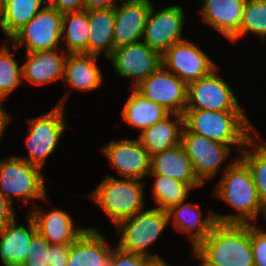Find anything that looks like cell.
<instances>
[{
    "label": "cell",
    "mask_w": 266,
    "mask_h": 266,
    "mask_svg": "<svg viewBox=\"0 0 266 266\" xmlns=\"http://www.w3.org/2000/svg\"><path fill=\"white\" fill-rule=\"evenodd\" d=\"M47 2L62 13L84 10V0H49Z\"/></svg>",
    "instance_id": "f35d334b"
},
{
    "label": "cell",
    "mask_w": 266,
    "mask_h": 266,
    "mask_svg": "<svg viewBox=\"0 0 266 266\" xmlns=\"http://www.w3.org/2000/svg\"><path fill=\"white\" fill-rule=\"evenodd\" d=\"M214 195L236 209L235 215L215 213L219 223L252 224L259 213L266 219V206L261 202L247 165L237 157L224 169V173L216 184Z\"/></svg>",
    "instance_id": "6da1fadb"
},
{
    "label": "cell",
    "mask_w": 266,
    "mask_h": 266,
    "mask_svg": "<svg viewBox=\"0 0 266 266\" xmlns=\"http://www.w3.org/2000/svg\"><path fill=\"white\" fill-rule=\"evenodd\" d=\"M193 255L203 266H254L250 224L217 222Z\"/></svg>",
    "instance_id": "7a4b0ae2"
},
{
    "label": "cell",
    "mask_w": 266,
    "mask_h": 266,
    "mask_svg": "<svg viewBox=\"0 0 266 266\" xmlns=\"http://www.w3.org/2000/svg\"><path fill=\"white\" fill-rule=\"evenodd\" d=\"M254 266H266V230L250 224Z\"/></svg>",
    "instance_id": "e575fe53"
},
{
    "label": "cell",
    "mask_w": 266,
    "mask_h": 266,
    "mask_svg": "<svg viewBox=\"0 0 266 266\" xmlns=\"http://www.w3.org/2000/svg\"><path fill=\"white\" fill-rule=\"evenodd\" d=\"M28 229L17 226L16 219L0 229V258L4 266H21L25 261L32 236L37 232L33 218L28 215Z\"/></svg>",
    "instance_id": "7402d4cb"
},
{
    "label": "cell",
    "mask_w": 266,
    "mask_h": 266,
    "mask_svg": "<svg viewBox=\"0 0 266 266\" xmlns=\"http://www.w3.org/2000/svg\"><path fill=\"white\" fill-rule=\"evenodd\" d=\"M169 221L173 217L174 228L180 233H189L192 250L196 248L211 232L217 223L215 212L210 211L208 216L201 218L202 211L192 203L181 202L167 210ZM195 230V231H194Z\"/></svg>",
    "instance_id": "ffe728a7"
},
{
    "label": "cell",
    "mask_w": 266,
    "mask_h": 266,
    "mask_svg": "<svg viewBox=\"0 0 266 266\" xmlns=\"http://www.w3.org/2000/svg\"><path fill=\"white\" fill-rule=\"evenodd\" d=\"M145 257L140 254L123 252L115 246L110 256L109 266H142Z\"/></svg>",
    "instance_id": "d590c367"
},
{
    "label": "cell",
    "mask_w": 266,
    "mask_h": 266,
    "mask_svg": "<svg viewBox=\"0 0 266 266\" xmlns=\"http://www.w3.org/2000/svg\"><path fill=\"white\" fill-rule=\"evenodd\" d=\"M132 94L127 99L121 116L123 120L140 132L165 118L170 112L162 105L145 99L133 88Z\"/></svg>",
    "instance_id": "4316f807"
},
{
    "label": "cell",
    "mask_w": 266,
    "mask_h": 266,
    "mask_svg": "<svg viewBox=\"0 0 266 266\" xmlns=\"http://www.w3.org/2000/svg\"><path fill=\"white\" fill-rule=\"evenodd\" d=\"M171 115L173 119L170 120ZM183 128V115L169 113L156 124L142 130L137 138L149 155L152 156L181 143Z\"/></svg>",
    "instance_id": "cb8c5ba5"
},
{
    "label": "cell",
    "mask_w": 266,
    "mask_h": 266,
    "mask_svg": "<svg viewBox=\"0 0 266 266\" xmlns=\"http://www.w3.org/2000/svg\"><path fill=\"white\" fill-rule=\"evenodd\" d=\"M248 33L266 40V0H246L240 32L231 42H237Z\"/></svg>",
    "instance_id": "1f68e13d"
},
{
    "label": "cell",
    "mask_w": 266,
    "mask_h": 266,
    "mask_svg": "<svg viewBox=\"0 0 266 266\" xmlns=\"http://www.w3.org/2000/svg\"><path fill=\"white\" fill-rule=\"evenodd\" d=\"M168 223L167 211L158 207L143 209L114 226L121 233L116 247L126 253L155 256L149 254L146 248L156 241Z\"/></svg>",
    "instance_id": "8992f818"
},
{
    "label": "cell",
    "mask_w": 266,
    "mask_h": 266,
    "mask_svg": "<svg viewBox=\"0 0 266 266\" xmlns=\"http://www.w3.org/2000/svg\"><path fill=\"white\" fill-rule=\"evenodd\" d=\"M50 243L37 231L31 239L28 255L21 266H48Z\"/></svg>",
    "instance_id": "836d02e7"
},
{
    "label": "cell",
    "mask_w": 266,
    "mask_h": 266,
    "mask_svg": "<svg viewBox=\"0 0 266 266\" xmlns=\"http://www.w3.org/2000/svg\"><path fill=\"white\" fill-rule=\"evenodd\" d=\"M100 149L122 177L142 180L151 172V156L138 138L111 140Z\"/></svg>",
    "instance_id": "9a60e30c"
},
{
    "label": "cell",
    "mask_w": 266,
    "mask_h": 266,
    "mask_svg": "<svg viewBox=\"0 0 266 266\" xmlns=\"http://www.w3.org/2000/svg\"><path fill=\"white\" fill-rule=\"evenodd\" d=\"M142 266H170L168 263H166L163 258L159 257L158 254L155 256H146L143 259Z\"/></svg>",
    "instance_id": "60d3db41"
},
{
    "label": "cell",
    "mask_w": 266,
    "mask_h": 266,
    "mask_svg": "<svg viewBox=\"0 0 266 266\" xmlns=\"http://www.w3.org/2000/svg\"><path fill=\"white\" fill-rule=\"evenodd\" d=\"M155 177L153 183V197L158 204V208L167 211L171 207L186 201L188 194L192 188L179 180L169 176H164L156 173H149Z\"/></svg>",
    "instance_id": "4dcf8cb0"
},
{
    "label": "cell",
    "mask_w": 266,
    "mask_h": 266,
    "mask_svg": "<svg viewBox=\"0 0 266 266\" xmlns=\"http://www.w3.org/2000/svg\"><path fill=\"white\" fill-rule=\"evenodd\" d=\"M1 8H2V0H0V13H1Z\"/></svg>",
    "instance_id": "7bdbcfd3"
},
{
    "label": "cell",
    "mask_w": 266,
    "mask_h": 266,
    "mask_svg": "<svg viewBox=\"0 0 266 266\" xmlns=\"http://www.w3.org/2000/svg\"><path fill=\"white\" fill-rule=\"evenodd\" d=\"M49 112L39 117L27 120L29 130L27 134L28 156L20 157L36 167L43 168L49 155L56 150L59 140L64 134L66 123L64 121L65 99L68 94Z\"/></svg>",
    "instance_id": "5b68a950"
},
{
    "label": "cell",
    "mask_w": 266,
    "mask_h": 266,
    "mask_svg": "<svg viewBox=\"0 0 266 266\" xmlns=\"http://www.w3.org/2000/svg\"><path fill=\"white\" fill-rule=\"evenodd\" d=\"M42 169L17 156L0 161V193L10 202L13 196L26 204L33 199L48 201Z\"/></svg>",
    "instance_id": "52a82bcc"
},
{
    "label": "cell",
    "mask_w": 266,
    "mask_h": 266,
    "mask_svg": "<svg viewBox=\"0 0 266 266\" xmlns=\"http://www.w3.org/2000/svg\"><path fill=\"white\" fill-rule=\"evenodd\" d=\"M169 176L188 184L192 189L204 184L195 174L191 160L187 157L181 143L151 156V172Z\"/></svg>",
    "instance_id": "603a6c76"
},
{
    "label": "cell",
    "mask_w": 266,
    "mask_h": 266,
    "mask_svg": "<svg viewBox=\"0 0 266 266\" xmlns=\"http://www.w3.org/2000/svg\"><path fill=\"white\" fill-rule=\"evenodd\" d=\"M203 21L230 41L240 32L246 0H202Z\"/></svg>",
    "instance_id": "d6986e66"
},
{
    "label": "cell",
    "mask_w": 266,
    "mask_h": 266,
    "mask_svg": "<svg viewBox=\"0 0 266 266\" xmlns=\"http://www.w3.org/2000/svg\"><path fill=\"white\" fill-rule=\"evenodd\" d=\"M61 52L58 53V49H54L26 53L22 64V81L25 78L33 84L42 85L58 79L63 80L67 53L64 50Z\"/></svg>",
    "instance_id": "44dd1931"
},
{
    "label": "cell",
    "mask_w": 266,
    "mask_h": 266,
    "mask_svg": "<svg viewBox=\"0 0 266 266\" xmlns=\"http://www.w3.org/2000/svg\"><path fill=\"white\" fill-rule=\"evenodd\" d=\"M116 5L115 0H84V10L114 8Z\"/></svg>",
    "instance_id": "ab89813d"
},
{
    "label": "cell",
    "mask_w": 266,
    "mask_h": 266,
    "mask_svg": "<svg viewBox=\"0 0 266 266\" xmlns=\"http://www.w3.org/2000/svg\"><path fill=\"white\" fill-rule=\"evenodd\" d=\"M48 0H2L0 29L7 40L27 24Z\"/></svg>",
    "instance_id": "83f0119b"
},
{
    "label": "cell",
    "mask_w": 266,
    "mask_h": 266,
    "mask_svg": "<svg viewBox=\"0 0 266 266\" xmlns=\"http://www.w3.org/2000/svg\"><path fill=\"white\" fill-rule=\"evenodd\" d=\"M257 136L260 137L259 132H255V136L247 141L244 149L239 152V158L249 168L261 202L266 206V141L260 144L256 140ZM246 146L254 149L250 151Z\"/></svg>",
    "instance_id": "f546056e"
},
{
    "label": "cell",
    "mask_w": 266,
    "mask_h": 266,
    "mask_svg": "<svg viewBox=\"0 0 266 266\" xmlns=\"http://www.w3.org/2000/svg\"><path fill=\"white\" fill-rule=\"evenodd\" d=\"M62 21L63 13L47 3L8 40L13 47L25 46V53L58 49Z\"/></svg>",
    "instance_id": "ba28073f"
},
{
    "label": "cell",
    "mask_w": 266,
    "mask_h": 266,
    "mask_svg": "<svg viewBox=\"0 0 266 266\" xmlns=\"http://www.w3.org/2000/svg\"><path fill=\"white\" fill-rule=\"evenodd\" d=\"M97 57L85 53L67 54L63 73L65 83L80 91L99 88L103 74L96 65Z\"/></svg>",
    "instance_id": "d4e9b609"
},
{
    "label": "cell",
    "mask_w": 266,
    "mask_h": 266,
    "mask_svg": "<svg viewBox=\"0 0 266 266\" xmlns=\"http://www.w3.org/2000/svg\"><path fill=\"white\" fill-rule=\"evenodd\" d=\"M217 69L187 85L185 110L243 111L231 86L217 74Z\"/></svg>",
    "instance_id": "9c48e42d"
},
{
    "label": "cell",
    "mask_w": 266,
    "mask_h": 266,
    "mask_svg": "<svg viewBox=\"0 0 266 266\" xmlns=\"http://www.w3.org/2000/svg\"><path fill=\"white\" fill-rule=\"evenodd\" d=\"M112 250L97 228H87L70 244L67 266H109Z\"/></svg>",
    "instance_id": "ac0fdd59"
},
{
    "label": "cell",
    "mask_w": 266,
    "mask_h": 266,
    "mask_svg": "<svg viewBox=\"0 0 266 266\" xmlns=\"http://www.w3.org/2000/svg\"><path fill=\"white\" fill-rule=\"evenodd\" d=\"M183 120L188 131L221 144L235 145L240 152L258 131L244 111L185 110Z\"/></svg>",
    "instance_id": "3957f363"
},
{
    "label": "cell",
    "mask_w": 266,
    "mask_h": 266,
    "mask_svg": "<svg viewBox=\"0 0 266 266\" xmlns=\"http://www.w3.org/2000/svg\"><path fill=\"white\" fill-rule=\"evenodd\" d=\"M144 187V181L140 179H117L108 175L88 197L102 208L115 226L144 209Z\"/></svg>",
    "instance_id": "277c9868"
},
{
    "label": "cell",
    "mask_w": 266,
    "mask_h": 266,
    "mask_svg": "<svg viewBox=\"0 0 266 266\" xmlns=\"http://www.w3.org/2000/svg\"><path fill=\"white\" fill-rule=\"evenodd\" d=\"M88 10L63 13L61 39L66 42L67 54H88Z\"/></svg>",
    "instance_id": "f1b7e54d"
},
{
    "label": "cell",
    "mask_w": 266,
    "mask_h": 266,
    "mask_svg": "<svg viewBox=\"0 0 266 266\" xmlns=\"http://www.w3.org/2000/svg\"><path fill=\"white\" fill-rule=\"evenodd\" d=\"M2 100H0V140L3 136V131L11 120V115L1 105Z\"/></svg>",
    "instance_id": "b9f144b4"
},
{
    "label": "cell",
    "mask_w": 266,
    "mask_h": 266,
    "mask_svg": "<svg viewBox=\"0 0 266 266\" xmlns=\"http://www.w3.org/2000/svg\"><path fill=\"white\" fill-rule=\"evenodd\" d=\"M108 59L112 62L117 75L135 79L131 88L155 72L162 64L161 55L142 41L113 49Z\"/></svg>",
    "instance_id": "5bb4252c"
},
{
    "label": "cell",
    "mask_w": 266,
    "mask_h": 266,
    "mask_svg": "<svg viewBox=\"0 0 266 266\" xmlns=\"http://www.w3.org/2000/svg\"><path fill=\"white\" fill-rule=\"evenodd\" d=\"M161 63L186 85L208 75L217 67L210 56L190 40L175 43L161 56Z\"/></svg>",
    "instance_id": "4fadbf2b"
},
{
    "label": "cell",
    "mask_w": 266,
    "mask_h": 266,
    "mask_svg": "<svg viewBox=\"0 0 266 266\" xmlns=\"http://www.w3.org/2000/svg\"><path fill=\"white\" fill-rule=\"evenodd\" d=\"M133 89L145 99L162 105L170 113L183 115L187 105V85L162 64Z\"/></svg>",
    "instance_id": "30bf717a"
},
{
    "label": "cell",
    "mask_w": 266,
    "mask_h": 266,
    "mask_svg": "<svg viewBox=\"0 0 266 266\" xmlns=\"http://www.w3.org/2000/svg\"><path fill=\"white\" fill-rule=\"evenodd\" d=\"M151 6V0H126L114 7V49L141 42Z\"/></svg>",
    "instance_id": "2e32d148"
},
{
    "label": "cell",
    "mask_w": 266,
    "mask_h": 266,
    "mask_svg": "<svg viewBox=\"0 0 266 266\" xmlns=\"http://www.w3.org/2000/svg\"><path fill=\"white\" fill-rule=\"evenodd\" d=\"M16 212L13 208V203H10L0 193V229L16 219Z\"/></svg>",
    "instance_id": "74e56055"
},
{
    "label": "cell",
    "mask_w": 266,
    "mask_h": 266,
    "mask_svg": "<svg viewBox=\"0 0 266 266\" xmlns=\"http://www.w3.org/2000/svg\"><path fill=\"white\" fill-rule=\"evenodd\" d=\"M70 244H50L48 266H67Z\"/></svg>",
    "instance_id": "8d00e7d4"
},
{
    "label": "cell",
    "mask_w": 266,
    "mask_h": 266,
    "mask_svg": "<svg viewBox=\"0 0 266 266\" xmlns=\"http://www.w3.org/2000/svg\"><path fill=\"white\" fill-rule=\"evenodd\" d=\"M181 144L192 162L196 176L203 184L219 172L222 163L231 154V146L192 133L185 127L181 134Z\"/></svg>",
    "instance_id": "7c38bea8"
},
{
    "label": "cell",
    "mask_w": 266,
    "mask_h": 266,
    "mask_svg": "<svg viewBox=\"0 0 266 266\" xmlns=\"http://www.w3.org/2000/svg\"><path fill=\"white\" fill-rule=\"evenodd\" d=\"M153 3L147 17L142 42L161 56L175 43L181 42L184 28V10L179 5H171L154 11Z\"/></svg>",
    "instance_id": "8fae6325"
},
{
    "label": "cell",
    "mask_w": 266,
    "mask_h": 266,
    "mask_svg": "<svg viewBox=\"0 0 266 266\" xmlns=\"http://www.w3.org/2000/svg\"><path fill=\"white\" fill-rule=\"evenodd\" d=\"M88 54L102 53L108 59L113 52L114 8L88 10Z\"/></svg>",
    "instance_id": "484cf974"
},
{
    "label": "cell",
    "mask_w": 266,
    "mask_h": 266,
    "mask_svg": "<svg viewBox=\"0 0 266 266\" xmlns=\"http://www.w3.org/2000/svg\"><path fill=\"white\" fill-rule=\"evenodd\" d=\"M6 42L0 49V100L2 101L23 83L22 66H19L10 52L13 45L9 40Z\"/></svg>",
    "instance_id": "d6a6232c"
},
{
    "label": "cell",
    "mask_w": 266,
    "mask_h": 266,
    "mask_svg": "<svg viewBox=\"0 0 266 266\" xmlns=\"http://www.w3.org/2000/svg\"><path fill=\"white\" fill-rule=\"evenodd\" d=\"M29 215L35 221L37 231L50 244H72L87 229L74 226L72 217L59 209L48 212L36 205Z\"/></svg>",
    "instance_id": "e0dca14e"
}]
</instances>
